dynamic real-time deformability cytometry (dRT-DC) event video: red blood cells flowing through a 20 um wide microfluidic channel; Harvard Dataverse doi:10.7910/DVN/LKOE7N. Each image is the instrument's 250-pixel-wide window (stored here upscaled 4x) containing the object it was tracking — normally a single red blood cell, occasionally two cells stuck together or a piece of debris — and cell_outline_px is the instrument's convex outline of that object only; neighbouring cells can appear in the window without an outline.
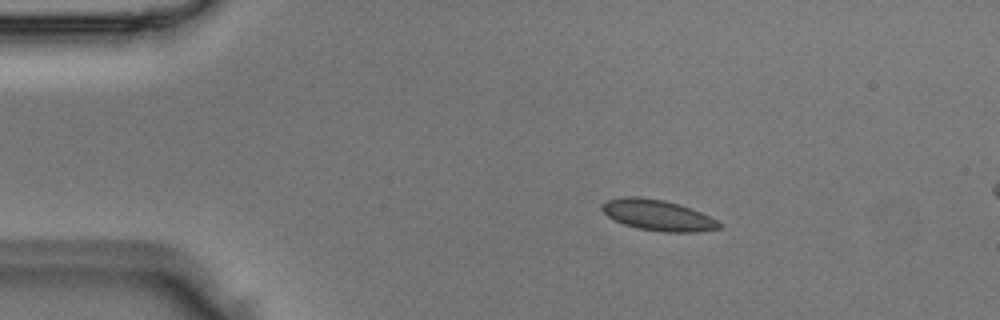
{"species": "Egyptian fruit bat (a non-hibernating species)", "species_latin": "Rousettus aegyptiacus", "temperature_condition": "room temperature", "stored_images_in_passage": 5, "camera_frame_rate_fps": 3000, "um_per_image_px": 0.085, "animal": {"sex": "male"}, "frame": {"image": 1, "passage_image": 1, "time_ms": 0.0, "image_size_px": [1000, 320], "cell_outline_px": [[724, 224], [720, 228], [696, 232], [664, 232], [636, 228], [624, 224], [608, 216], [600, 208], [600, 204], [608, 200], [620, 196], [640, 196], [664, 200], [680, 204], [692, 208]], "centroid_in_image_um": [55.9, 18.28], "position_along_channel_um": 29.1, "area_um2": 21.21}}
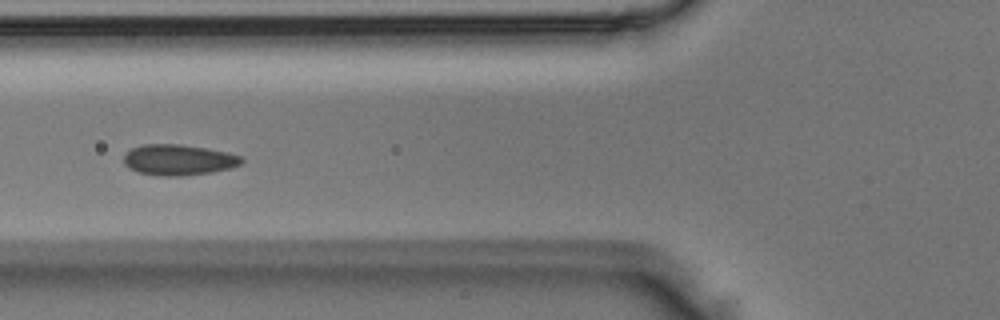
{"frame": {"image": 2, "passage_image": 4, "time_ms": 1.0, "image_size_px": [1000, 320], "cell_outline_px": [[244, 160], [240, 164], [232, 168], [212, 172], [180, 176], [160, 176], [136, 172], [128, 168], [124, 164], [124, 156], [132, 148], [144, 144], [180, 144], [228, 152], [240, 156]], "centroid_in_image_um": [15.16, 13.6], "position_along_channel_um": 110.6, "area_um2": 21.15}}